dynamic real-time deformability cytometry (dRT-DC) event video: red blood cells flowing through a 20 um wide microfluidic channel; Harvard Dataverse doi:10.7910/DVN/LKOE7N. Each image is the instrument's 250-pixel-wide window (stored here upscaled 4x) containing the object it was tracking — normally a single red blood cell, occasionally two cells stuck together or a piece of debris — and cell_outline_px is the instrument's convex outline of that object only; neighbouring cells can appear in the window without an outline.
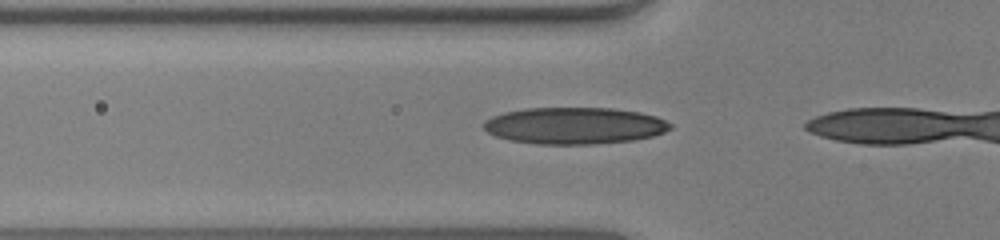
{"species": "human", "species_latin": "Homo sapiens", "temperature_condition": "warm", "stored_images_in_passage": 7, "camera_frame_rate_fps": 3000, "um_per_image_px": 0.085, "donor": {"sex": "male"}, "frame": {"image": 1, "passage_image": 2, "time_ms": 0.333, "image_size_px": [1000, 240], "cell_outline_px": [[672, 128], [664, 132], [652, 136], [632, 140], [592, 144], [540, 144], [508, 140], [496, 136], [488, 132], [484, 128], [484, 120], [492, 116], [504, 112], [524, 108], [612, 108], [640, 112], [656, 116], [672, 124]], "centroid_in_image_um": [48.82, 10.67], "position_along_channel_um": 77.0, "area_um2": 39.94}}
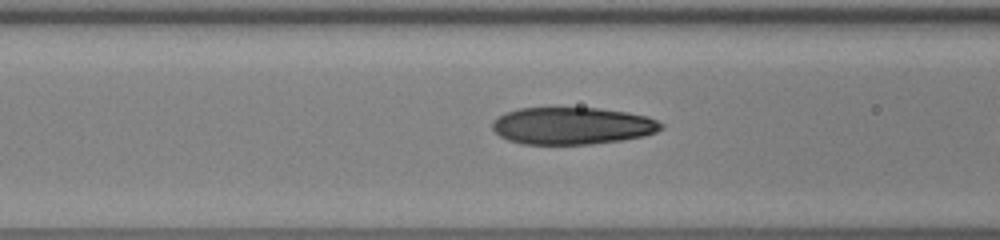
{"frame": {"image": 2, "passage_image": 5, "time_ms": 1.333, "image_size_px": [1000, 240], "cell_outline_px": [[664, 128], [656, 132], [644, 136], [620, 140], [592, 144], [524, 144], [508, 140], [500, 136], [492, 128], [492, 124], [496, 116], [504, 112], [516, 108], [600, 108], [628, 112], [648, 116], [664, 124]], "centroid_in_image_um": [48.64, 10.68], "position_along_channel_um": 118.0, "area_um2": 36.82}}